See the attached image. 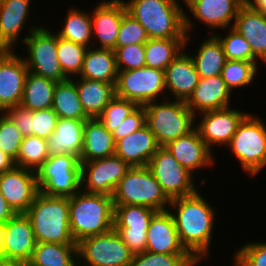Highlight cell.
<instances>
[{
	"label": "cell",
	"mask_w": 266,
	"mask_h": 266,
	"mask_svg": "<svg viewBox=\"0 0 266 266\" xmlns=\"http://www.w3.org/2000/svg\"><path fill=\"white\" fill-rule=\"evenodd\" d=\"M144 107L146 125L159 146H166L196 127V115L183 100L167 98L150 102Z\"/></svg>",
	"instance_id": "cell-5"
},
{
	"label": "cell",
	"mask_w": 266,
	"mask_h": 266,
	"mask_svg": "<svg viewBox=\"0 0 266 266\" xmlns=\"http://www.w3.org/2000/svg\"><path fill=\"white\" fill-rule=\"evenodd\" d=\"M158 211L140 205H114L115 230H148Z\"/></svg>",
	"instance_id": "cell-37"
},
{
	"label": "cell",
	"mask_w": 266,
	"mask_h": 266,
	"mask_svg": "<svg viewBox=\"0 0 266 266\" xmlns=\"http://www.w3.org/2000/svg\"><path fill=\"white\" fill-rule=\"evenodd\" d=\"M41 193L71 197L81 190V164L74 155H55L36 171Z\"/></svg>",
	"instance_id": "cell-9"
},
{
	"label": "cell",
	"mask_w": 266,
	"mask_h": 266,
	"mask_svg": "<svg viewBox=\"0 0 266 266\" xmlns=\"http://www.w3.org/2000/svg\"><path fill=\"white\" fill-rule=\"evenodd\" d=\"M29 266H78V246L36 243Z\"/></svg>",
	"instance_id": "cell-33"
},
{
	"label": "cell",
	"mask_w": 266,
	"mask_h": 266,
	"mask_svg": "<svg viewBox=\"0 0 266 266\" xmlns=\"http://www.w3.org/2000/svg\"><path fill=\"white\" fill-rule=\"evenodd\" d=\"M63 20L62 28L56 31L62 39L73 41L87 48L92 47V18L88 11L80 7H71Z\"/></svg>",
	"instance_id": "cell-32"
},
{
	"label": "cell",
	"mask_w": 266,
	"mask_h": 266,
	"mask_svg": "<svg viewBox=\"0 0 266 266\" xmlns=\"http://www.w3.org/2000/svg\"><path fill=\"white\" fill-rule=\"evenodd\" d=\"M15 214L0 191V223H6Z\"/></svg>",
	"instance_id": "cell-52"
},
{
	"label": "cell",
	"mask_w": 266,
	"mask_h": 266,
	"mask_svg": "<svg viewBox=\"0 0 266 266\" xmlns=\"http://www.w3.org/2000/svg\"><path fill=\"white\" fill-rule=\"evenodd\" d=\"M192 255L157 254L151 252L133 255L130 266H197Z\"/></svg>",
	"instance_id": "cell-43"
},
{
	"label": "cell",
	"mask_w": 266,
	"mask_h": 266,
	"mask_svg": "<svg viewBox=\"0 0 266 266\" xmlns=\"http://www.w3.org/2000/svg\"><path fill=\"white\" fill-rule=\"evenodd\" d=\"M165 147L178 163L194 176L198 170L213 167L217 163L214 152L201 139L196 127L186 135L169 142Z\"/></svg>",
	"instance_id": "cell-21"
},
{
	"label": "cell",
	"mask_w": 266,
	"mask_h": 266,
	"mask_svg": "<svg viewBox=\"0 0 266 266\" xmlns=\"http://www.w3.org/2000/svg\"><path fill=\"white\" fill-rule=\"evenodd\" d=\"M78 266H130L133 253L113 228L77 243Z\"/></svg>",
	"instance_id": "cell-11"
},
{
	"label": "cell",
	"mask_w": 266,
	"mask_h": 266,
	"mask_svg": "<svg viewBox=\"0 0 266 266\" xmlns=\"http://www.w3.org/2000/svg\"><path fill=\"white\" fill-rule=\"evenodd\" d=\"M232 266H266V241H252L233 252Z\"/></svg>",
	"instance_id": "cell-44"
},
{
	"label": "cell",
	"mask_w": 266,
	"mask_h": 266,
	"mask_svg": "<svg viewBox=\"0 0 266 266\" xmlns=\"http://www.w3.org/2000/svg\"><path fill=\"white\" fill-rule=\"evenodd\" d=\"M252 9L266 14V0H245Z\"/></svg>",
	"instance_id": "cell-55"
},
{
	"label": "cell",
	"mask_w": 266,
	"mask_h": 266,
	"mask_svg": "<svg viewBox=\"0 0 266 266\" xmlns=\"http://www.w3.org/2000/svg\"><path fill=\"white\" fill-rule=\"evenodd\" d=\"M249 113L235 107L205 111L196 115V128L201 139L213 152L216 146L226 147L230 143L238 125Z\"/></svg>",
	"instance_id": "cell-15"
},
{
	"label": "cell",
	"mask_w": 266,
	"mask_h": 266,
	"mask_svg": "<svg viewBox=\"0 0 266 266\" xmlns=\"http://www.w3.org/2000/svg\"><path fill=\"white\" fill-rule=\"evenodd\" d=\"M137 107L135 102L115 96L103 109L98 119L103 123L105 129L113 134L119 124Z\"/></svg>",
	"instance_id": "cell-42"
},
{
	"label": "cell",
	"mask_w": 266,
	"mask_h": 266,
	"mask_svg": "<svg viewBox=\"0 0 266 266\" xmlns=\"http://www.w3.org/2000/svg\"><path fill=\"white\" fill-rule=\"evenodd\" d=\"M200 192L198 189L191 195L171 199L168 211L173 216L182 245L202 263L210 257L218 212Z\"/></svg>",
	"instance_id": "cell-1"
},
{
	"label": "cell",
	"mask_w": 266,
	"mask_h": 266,
	"mask_svg": "<svg viewBox=\"0 0 266 266\" xmlns=\"http://www.w3.org/2000/svg\"><path fill=\"white\" fill-rule=\"evenodd\" d=\"M150 38H186L183 0H122ZM181 1V3H180Z\"/></svg>",
	"instance_id": "cell-2"
},
{
	"label": "cell",
	"mask_w": 266,
	"mask_h": 266,
	"mask_svg": "<svg viewBox=\"0 0 266 266\" xmlns=\"http://www.w3.org/2000/svg\"><path fill=\"white\" fill-rule=\"evenodd\" d=\"M233 28L250 44L254 62L266 64V14L244 3L238 10Z\"/></svg>",
	"instance_id": "cell-24"
},
{
	"label": "cell",
	"mask_w": 266,
	"mask_h": 266,
	"mask_svg": "<svg viewBox=\"0 0 266 266\" xmlns=\"http://www.w3.org/2000/svg\"><path fill=\"white\" fill-rule=\"evenodd\" d=\"M118 69L112 49L87 48L80 74L77 77L116 84Z\"/></svg>",
	"instance_id": "cell-30"
},
{
	"label": "cell",
	"mask_w": 266,
	"mask_h": 266,
	"mask_svg": "<svg viewBox=\"0 0 266 266\" xmlns=\"http://www.w3.org/2000/svg\"><path fill=\"white\" fill-rule=\"evenodd\" d=\"M51 108L59 118L89 119L82 107L76 83L72 79L56 84Z\"/></svg>",
	"instance_id": "cell-34"
},
{
	"label": "cell",
	"mask_w": 266,
	"mask_h": 266,
	"mask_svg": "<svg viewBox=\"0 0 266 266\" xmlns=\"http://www.w3.org/2000/svg\"><path fill=\"white\" fill-rule=\"evenodd\" d=\"M146 251L157 254L191 255L182 245L172 214L158 211L147 230Z\"/></svg>",
	"instance_id": "cell-22"
},
{
	"label": "cell",
	"mask_w": 266,
	"mask_h": 266,
	"mask_svg": "<svg viewBox=\"0 0 266 266\" xmlns=\"http://www.w3.org/2000/svg\"><path fill=\"white\" fill-rule=\"evenodd\" d=\"M71 79L76 83L82 107L89 118H98L116 96L114 84L80 77Z\"/></svg>",
	"instance_id": "cell-28"
},
{
	"label": "cell",
	"mask_w": 266,
	"mask_h": 266,
	"mask_svg": "<svg viewBox=\"0 0 266 266\" xmlns=\"http://www.w3.org/2000/svg\"><path fill=\"white\" fill-rule=\"evenodd\" d=\"M4 113L20 130L23 137L33 135L32 119L33 111L24 108L21 105L12 106L7 108Z\"/></svg>",
	"instance_id": "cell-50"
},
{
	"label": "cell",
	"mask_w": 266,
	"mask_h": 266,
	"mask_svg": "<svg viewBox=\"0 0 266 266\" xmlns=\"http://www.w3.org/2000/svg\"><path fill=\"white\" fill-rule=\"evenodd\" d=\"M15 166V161L0 150V174L12 169Z\"/></svg>",
	"instance_id": "cell-53"
},
{
	"label": "cell",
	"mask_w": 266,
	"mask_h": 266,
	"mask_svg": "<svg viewBox=\"0 0 266 266\" xmlns=\"http://www.w3.org/2000/svg\"><path fill=\"white\" fill-rule=\"evenodd\" d=\"M7 235V222L0 223V260L5 259V237Z\"/></svg>",
	"instance_id": "cell-54"
},
{
	"label": "cell",
	"mask_w": 266,
	"mask_h": 266,
	"mask_svg": "<svg viewBox=\"0 0 266 266\" xmlns=\"http://www.w3.org/2000/svg\"><path fill=\"white\" fill-rule=\"evenodd\" d=\"M147 167L170 199L191 195L199 188L196 176L180 165L165 146L157 149Z\"/></svg>",
	"instance_id": "cell-12"
},
{
	"label": "cell",
	"mask_w": 266,
	"mask_h": 266,
	"mask_svg": "<svg viewBox=\"0 0 266 266\" xmlns=\"http://www.w3.org/2000/svg\"><path fill=\"white\" fill-rule=\"evenodd\" d=\"M0 266H29L28 263L18 260H0Z\"/></svg>",
	"instance_id": "cell-56"
},
{
	"label": "cell",
	"mask_w": 266,
	"mask_h": 266,
	"mask_svg": "<svg viewBox=\"0 0 266 266\" xmlns=\"http://www.w3.org/2000/svg\"><path fill=\"white\" fill-rule=\"evenodd\" d=\"M257 62L243 60H227L222 71L221 77L225 81L228 89L232 92L238 88L251 86L255 82L259 69ZM236 88V89H235Z\"/></svg>",
	"instance_id": "cell-38"
},
{
	"label": "cell",
	"mask_w": 266,
	"mask_h": 266,
	"mask_svg": "<svg viewBox=\"0 0 266 266\" xmlns=\"http://www.w3.org/2000/svg\"><path fill=\"white\" fill-rule=\"evenodd\" d=\"M124 244L135 255L146 252L147 230H115Z\"/></svg>",
	"instance_id": "cell-51"
},
{
	"label": "cell",
	"mask_w": 266,
	"mask_h": 266,
	"mask_svg": "<svg viewBox=\"0 0 266 266\" xmlns=\"http://www.w3.org/2000/svg\"><path fill=\"white\" fill-rule=\"evenodd\" d=\"M31 4V0H0V49H17L22 39L24 42L31 32L40 27L39 24L24 27L29 24L27 20H30Z\"/></svg>",
	"instance_id": "cell-16"
},
{
	"label": "cell",
	"mask_w": 266,
	"mask_h": 266,
	"mask_svg": "<svg viewBox=\"0 0 266 266\" xmlns=\"http://www.w3.org/2000/svg\"><path fill=\"white\" fill-rule=\"evenodd\" d=\"M220 31H223L225 36H222L219 32L213 33V35L221 43L227 60H243L254 62V54L252 52L251 46L240 33H238L233 27H229Z\"/></svg>",
	"instance_id": "cell-41"
},
{
	"label": "cell",
	"mask_w": 266,
	"mask_h": 266,
	"mask_svg": "<svg viewBox=\"0 0 266 266\" xmlns=\"http://www.w3.org/2000/svg\"><path fill=\"white\" fill-rule=\"evenodd\" d=\"M159 147L153 133L145 125L132 134L117 140L114 154L130 167L147 166Z\"/></svg>",
	"instance_id": "cell-26"
},
{
	"label": "cell",
	"mask_w": 266,
	"mask_h": 266,
	"mask_svg": "<svg viewBox=\"0 0 266 266\" xmlns=\"http://www.w3.org/2000/svg\"><path fill=\"white\" fill-rule=\"evenodd\" d=\"M19 54V55H18ZM0 49V110L20 105L29 72L21 53Z\"/></svg>",
	"instance_id": "cell-18"
},
{
	"label": "cell",
	"mask_w": 266,
	"mask_h": 266,
	"mask_svg": "<svg viewBox=\"0 0 266 266\" xmlns=\"http://www.w3.org/2000/svg\"><path fill=\"white\" fill-rule=\"evenodd\" d=\"M126 12L122 0H101L97 6L93 7L91 12L92 40H94L92 47L112 50L116 48L120 24ZM97 41H99L98 44Z\"/></svg>",
	"instance_id": "cell-19"
},
{
	"label": "cell",
	"mask_w": 266,
	"mask_h": 266,
	"mask_svg": "<svg viewBox=\"0 0 266 266\" xmlns=\"http://www.w3.org/2000/svg\"><path fill=\"white\" fill-rule=\"evenodd\" d=\"M114 52L118 71L145 67V43L116 47Z\"/></svg>",
	"instance_id": "cell-46"
},
{
	"label": "cell",
	"mask_w": 266,
	"mask_h": 266,
	"mask_svg": "<svg viewBox=\"0 0 266 266\" xmlns=\"http://www.w3.org/2000/svg\"><path fill=\"white\" fill-rule=\"evenodd\" d=\"M114 205H140L156 211L168 210L171 199L147 166L130 167L113 195Z\"/></svg>",
	"instance_id": "cell-7"
},
{
	"label": "cell",
	"mask_w": 266,
	"mask_h": 266,
	"mask_svg": "<svg viewBox=\"0 0 266 266\" xmlns=\"http://www.w3.org/2000/svg\"><path fill=\"white\" fill-rule=\"evenodd\" d=\"M22 139L20 130L3 112L0 116V150L16 161Z\"/></svg>",
	"instance_id": "cell-45"
},
{
	"label": "cell",
	"mask_w": 266,
	"mask_h": 266,
	"mask_svg": "<svg viewBox=\"0 0 266 266\" xmlns=\"http://www.w3.org/2000/svg\"><path fill=\"white\" fill-rule=\"evenodd\" d=\"M146 125L145 107L138 106L130 115H128L118 128L113 132V138L117 140L124 138Z\"/></svg>",
	"instance_id": "cell-49"
},
{
	"label": "cell",
	"mask_w": 266,
	"mask_h": 266,
	"mask_svg": "<svg viewBox=\"0 0 266 266\" xmlns=\"http://www.w3.org/2000/svg\"><path fill=\"white\" fill-rule=\"evenodd\" d=\"M58 118L52 108L34 110L32 119L33 135L48 139L55 130Z\"/></svg>",
	"instance_id": "cell-48"
},
{
	"label": "cell",
	"mask_w": 266,
	"mask_h": 266,
	"mask_svg": "<svg viewBox=\"0 0 266 266\" xmlns=\"http://www.w3.org/2000/svg\"><path fill=\"white\" fill-rule=\"evenodd\" d=\"M191 39H193L191 35L186 36L185 49L164 71L167 98L171 96L169 99L174 96L175 100L186 101L198 84L200 77L197 73L193 58L188 52L185 53L187 50L186 47L190 46L189 41Z\"/></svg>",
	"instance_id": "cell-20"
},
{
	"label": "cell",
	"mask_w": 266,
	"mask_h": 266,
	"mask_svg": "<svg viewBox=\"0 0 266 266\" xmlns=\"http://www.w3.org/2000/svg\"><path fill=\"white\" fill-rule=\"evenodd\" d=\"M117 97L135 102L138 106L167 99L164 71L149 67L118 71L115 84Z\"/></svg>",
	"instance_id": "cell-10"
},
{
	"label": "cell",
	"mask_w": 266,
	"mask_h": 266,
	"mask_svg": "<svg viewBox=\"0 0 266 266\" xmlns=\"http://www.w3.org/2000/svg\"><path fill=\"white\" fill-rule=\"evenodd\" d=\"M260 118L249 113L226 146L243 172L253 178L266 167V124Z\"/></svg>",
	"instance_id": "cell-6"
},
{
	"label": "cell",
	"mask_w": 266,
	"mask_h": 266,
	"mask_svg": "<svg viewBox=\"0 0 266 266\" xmlns=\"http://www.w3.org/2000/svg\"><path fill=\"white\" fill-rule=\"evenodd\" d=\"M85 122L58 118L54 132L47 139L49 156L74 155L79 159L83 149Z\"/></svg>",
	"instance_id": "cell-27"
},
{
	"label": "cell",
	"mask_w": 266,
	"mask_h": 266,
	"mask_svg": "<svg viewBox=\"0 0 266 266\" xmlns=\"http://www.w3.org/2000/svg\"><path fill=\"white\" fill-rule=\"evenodd\" d=\"M113 134L98 118H89L84 125L83 149L79 161H92L114 155Z\"/></svg>",
	"instance_id": "cell-29"
},
{
	"label": "cell",
	"mask_w": 266,
	"mask_h": 266,
	"mask_svg": "<svg viewBox=\"0 0 266 266\" xmlns=\"http://www.w3.org/2000/svg\"><path fill=\"white\" fill-rule=\"evenodd\" d=\"M0 191L16 214L25 213L40 191L36 171L14 166L1 173Z\"/></svg>",
	"instance_id": "cell-17"
},
{
	"label": "cell",
	"mask_w": 266,
	"mask_h": 266,
	"mask_svg": "<svg viewBox=\"0 0 266 266\" xmlns=\"http://www.w3.org/2000/svg\"><path fill=\"white\" fill-rule=\"evenodd\" d=\"M183 3L181 5L188 9L185 11L186 34H192L191 31L195 28L193 26H196L193 21L204 24L208 32L210 29V34H213L218 32L216 29L233 27L238 10L245 0H183ZM190 16H193L194 20Z\"/></svg>",
	"instance_id": "cell-13"
},
{
	"label": "cell",
	"mask_w": 266,
	"mask_h": 266,
	"mask_svg": "<svg viewBox=\"0 0 266 266\" xmlns=\"http://www.w3.org/2000/svg\"><path fill=\"white\" fill-rule=\"evenodd\" d=\"M37 243L77 245L69 224V197L39 193L25 212Z\"/></svg>",
	"instance_id": "cell-3"
},
{
	"label": "cell",
	"mask_w": 266,
	"mask_h": 266,
	"mask_svg": "<svg viewBox=\"0 0 266 266\" xmlns=\"http://www.w3.org/2000/svg\"><path fill=\"white\" fill-rule=\"evenodd\" d=\"M188 53L193 58L200 78L221 75L227 61L221 43L213 34L203 39L194 55L190 51Z\"/></svg>",
	"instance_id": "cell-31"
},
{
	"label": "cell",
	"mask_w": 266,
	"mask_h": 266,
	"mask_svg": "<svg viewBox=\"0 0 266 266\" xmlns=\"http://www.w3.org/2000/svg\"><path fill=\"white\" fill-rule=\"evenodd\" d=\"M69 224L76 243L109 232L114 226L112 196L80 190L69 197Z\"/></svg>",
	"instance_id": "cell-4"
},
{
	"label": "cell",
	"mask_w": 266,
	"mask_h": 266,
	"mask_svg": "<svg viewBox=\"0 0 266 266\" xmlns=\"http://www.w3.org/2000/svg\"><path fill=\"white\" fill-rule=\"evenodd\" d=\"M23 43L26 56L22 57L30 72L57 83L69 79L63 73L59 63L56 32L40 25L26 37Z\"/></svg>",
	"instance_id": "cell-8"
},
{
	"label": "cell",
	"mask_w": 266,
	"mask_h": 266,
	"mask_svg": "<svg viewBox=\"0 0 266 266\" xmlns=\"http://www.w3.org/2000/svg\"><path fill=\"white\" fill-rule=\"evenodd\" d=\"M149 37L145 28L129 13H125L120 24L116 47L145 43Z\"/></svg>",
	"instance_id": "cell-47"
},
{
	"label": "cell",
	"mask_w": 266,
	"mask_h": 266,
	"mask_svg": "<svg viewBox=\"0 0 266 266\" xmlns=\"http://www.w3.org/2000/svg\"><path fill=\"white\" fill-rule=\"evenodd\" d=\"M232 92L221 77L199 78L193 93L185 101L186 106L195 114L230 107Z\"/></svg>",
	"instance_id": "cell-23"
},
{
	"label": "cell",
	"mask_w": 266,
	"mask_h": 266,
	"mask_svg": "<svg viewBox=\"0 0 266 266\" xmlns=\"http://www.w3.org/2000/svg\"><path fill=\"white\" fill-rule=\"evenodd\" d=\"M186 38L153 39L145 42V66L165 71L185 49Z\"/></svg>",
	"instance_id": "cell-36"
},
{
	"label": "cell",
	"mask_w": 266,
	"mask_h": 266,
	"mask_svg": "<svg viewBox=\"0 0 266 266\" xmlns=\"http://www.w3.org/2000/svg\"><path fill=\"white\" fill-rule=\"evenodd\" d=\"M87 47L57 35V53L63 73L69 78L77 77L82 69Z\"/></svg>",
	"instance_id": "cell-40"
},
{
	"label": "cell",
	"mask_w": 266,
	"mask_h": 266,
	"mask_svg": "<svg viewBox=\"0 0 266 266\" xmlns=\"http://www.w3.org/2000/svg\"><path fill=\"white\" fill-rule=\"evenodd\" d=\"M57 82L28 72L20 105L34 110L52 107L53 93Z\"/></svg>",
	"instance_id": "cell-35"
},
{
	"label": "cell",
	"mask_w": 266,
	"mask_h": 266,
	"mask_svg": "<svg viewBox=\"0 0 266 266\" xmlns=\"http://www.w3.org/2000/svg\"><path fill=\"white\" fill-rule=\"evenodd\" d=\"M48 158L47 139L26 136L22 139L15 166L37 171Z\"/></svg>",
	"instance_id": "cell-39"
},
{
	"label": "cell",
	"mask_w": 266,
	"mask_h": 266,
	"mask_svg": "<svg viewBox=\"0 0 266 266\" xmlns=\"http://www.w3.org/2000/svg\"><path fill=\"white\" fill-rule=\"evenodd\" d=\"M81 190L87 193L112 196L119 181L130 166L117 155L80 161Z\"/></svg>",
	"instance_id": "cell-14"
},
{
	"label": "cell",
	"mask_w": 266,
	"mask_h": 266,
	"mask_svg": "<svg viewBox=\"0 0 266 266\" xmlns=\"http://www.w3.org/2000/svg\"><path fill=\"white\" fill-rule=\"evenodd\" d=\"M36 243L31 222L25 213L15 214L7 221L5 259L28 263Z\"/></svg>",
	"instance_id": "cell-25"
}]
</instances>
